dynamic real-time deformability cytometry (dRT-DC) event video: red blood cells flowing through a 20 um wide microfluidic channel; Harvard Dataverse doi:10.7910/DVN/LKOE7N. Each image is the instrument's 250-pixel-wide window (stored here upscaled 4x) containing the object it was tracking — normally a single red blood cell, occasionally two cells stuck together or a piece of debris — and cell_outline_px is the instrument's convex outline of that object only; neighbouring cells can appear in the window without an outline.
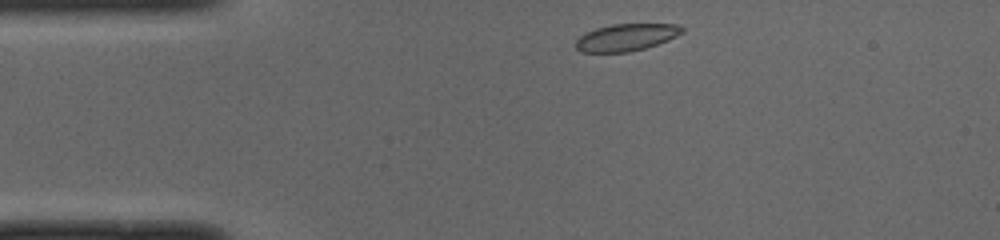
{"species": "common noctule bat (a hibernating species)", "species_latin": "Nyctalus noctula", "temperature_condition": "cold", "stored_images_in_passage": 41, "camera_frame_rate_fps": 3000, "um_per_image_px": 0.085, "animal": {"sex": "male", "body_mass_g": 19.0, "forearm_length_mm": 50.8}, "frame": {"image": 1, "passage_image": 1, "time_ms": 0.0, "image_size_px": [1000, 240], "cell_outline_px": [[684, 32], [668, 40], [644, 48], [628, 52], [580, 52], [576, 48], [576, 40], [584, 32], [596, 28], [612, 24], [676, 24], [684, 28]], "centroid_in_image_um": [53.21, 3.17], "position_along_channel_um": 31.8, "area_um2": 16.76}}
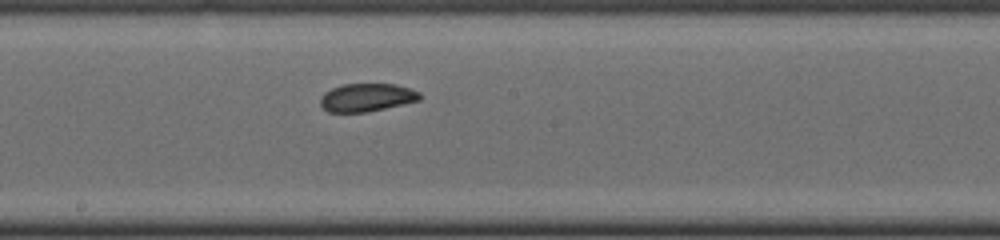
{"frame": {"image": 2, "passage_image": 18, "time_ms": 5.667, "image_size_px": [1000, 240], "cell_outline_px": [[420, 100], [384, 108], [364, 112], [328, 112], [320, 104], [320, 96], [324, 92], [340, 84], [396, 84], [420, 92]], "centroid_in_image_um": [31.13, 8.27], "position_along_channel_um": 217.1, "area_um2": 16.18}}
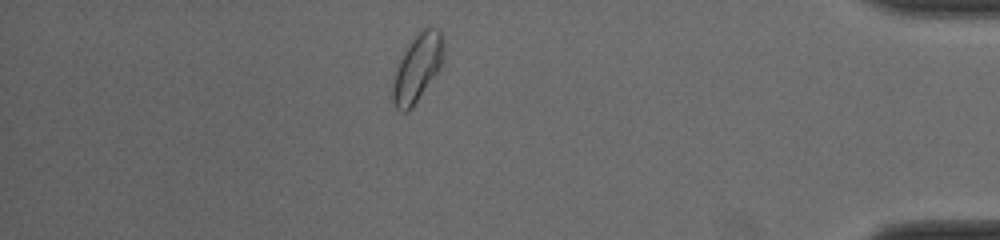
{"frame": {"image": 3, "passage_image": 35, "time_ms": 11.333, "image_size_px": [1000, 240], "cell_outline_px": [[444, 60], [440, 68], [412, 108], [408, 112], [400, 112], [396, 108], [392, 100], [392, 84], [400, 60], [404, 52], [412, 40], [424, 28], [436, 28], [440, 32], [444, 40]], "centroid_in_image_um": [35.49, 5.81], "position_along_channel_um": 399.7, "area_um2": 19.77}, "authors_computed_cell_mechanics": {"area_um2": 16.762, "velocity_mm_per_s": 3.9701, "shape_relaxation_time_tau1_ms": 7.1417, "shape_relaxation_time_tau2_ms": 1.147, "deformation_change_tau1": 0.1674, "deformation_change_tau2": 0.0417}}